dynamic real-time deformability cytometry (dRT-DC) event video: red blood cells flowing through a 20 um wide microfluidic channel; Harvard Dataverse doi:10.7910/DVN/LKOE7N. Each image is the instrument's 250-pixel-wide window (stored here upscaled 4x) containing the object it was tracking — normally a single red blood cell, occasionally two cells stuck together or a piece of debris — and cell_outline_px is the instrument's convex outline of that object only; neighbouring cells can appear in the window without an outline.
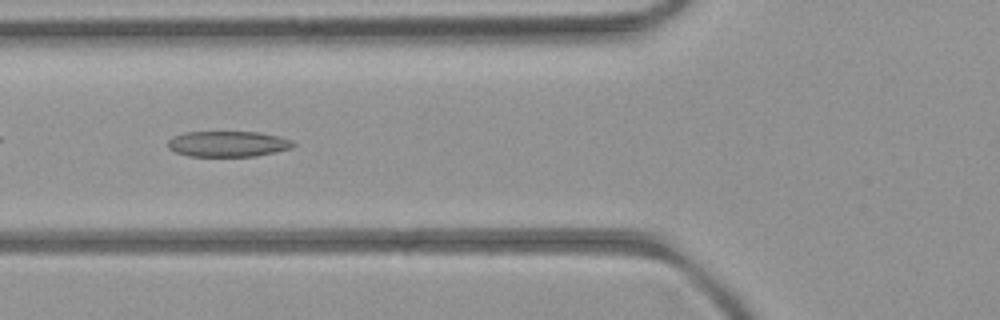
{"species": "common noctule bat (a hibernating species)", "species_latin": "Nyctalus noctula", "temperature_condition": "room temperature", "stored_images_in_passage": 40, "camera_frame_rate_fps": 3000, "um_per_image_px": 0.085, "animal": {"sex": "female", "body_mass_g": 21.9}, "frame": {"image": 1, "passage_image": 6, "time_ms": 1.667, "image_size_px": [1000, 320], "cell_outline_px": [[296, 144], [292, 148], [276, 152], [256, 156], [188, 156], [176, 152], [168, 148], [168, 140], [172, 136], [184, 132], [260, 132], [280, 136], [292, 140]], "centroid_in_image_um": [19.39, 12.23], "position_along_channel_um": 106.4, "area_um2": 18.96}}
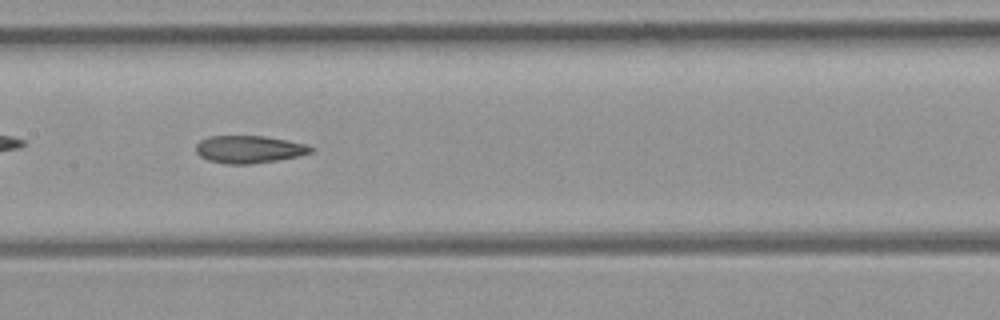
{"frame": {"image": 2, "passage_image": 12, "time_ms": 3.667, "image_size_px": [1000, 320], "cell_outline_px": [[316, 148], [312, 152], [296, 156], [276, 160], [248, 164], [228, 164], [208, 160], [200, 156], [196, 152], [196, 144], [200, 140], [208, 136], [264, 136], [288, 140], [308, 144]], "centroid_in_image_um": [21.18, 12.68], "position_along_channel_um": 186.2, "area_um2": 18.44}}
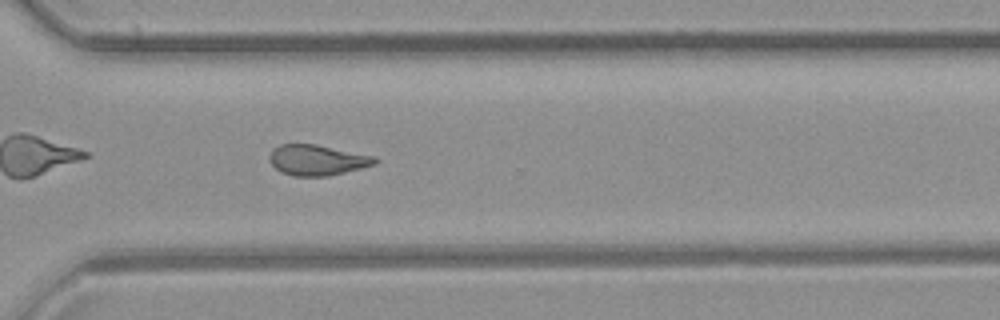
{"frame": {"image": 3, "passage_image": 24, "time_ms": 7.667, "image_size_px": [1000, 320], "cell_outline_px": [[380, 160], [376, 164], [328, 176], [292, 176], [280, 172], [272, 164], [268, 156], [272, 148], [280, 144], [316, 144], [376, 156]], "centroid_in_image_um": [26.96, 13.6], "position_along_channel_um": 343.6, "area_um2": 18.96}}